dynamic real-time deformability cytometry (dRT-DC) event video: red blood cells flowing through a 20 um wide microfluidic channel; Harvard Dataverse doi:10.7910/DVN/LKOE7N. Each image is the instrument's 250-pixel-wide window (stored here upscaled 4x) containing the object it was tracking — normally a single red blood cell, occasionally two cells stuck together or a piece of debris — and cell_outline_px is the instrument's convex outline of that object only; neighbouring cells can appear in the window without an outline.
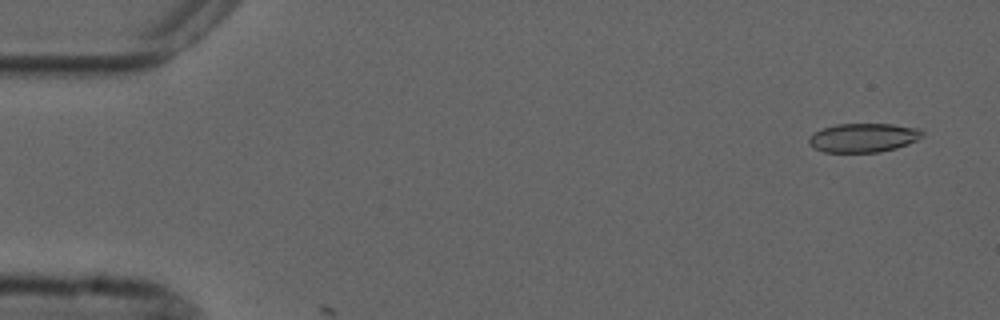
{"species": "common noctule bat (a hibernating species)", "species_latin": "Nyctalus noctula", "temperature_condition": "cold", "stored_images_in_passage": 2, "camera_frame_rate_fps": 3000, "um_per_image_px": 0.085, "animal": {"sex": "male", "forearm_length_mm": 52.5}, "frame": {"image": 1, "passage_image": 1, "time_ms": 0.0, "image_size_px": [1000, 320], "cell_outline_px": [[924, 136], [916, 140], [896, 148], [880, 152], [824, 152], [812, 148], [808, 144], [808, 136], [824, 128], [836, 124], [892, 124], [920, 128], [924, 132]], "centroid_in_image_um": [73.38, 11.7], "position_along_channel_um": 11.6, "area_um2": 19.25}}